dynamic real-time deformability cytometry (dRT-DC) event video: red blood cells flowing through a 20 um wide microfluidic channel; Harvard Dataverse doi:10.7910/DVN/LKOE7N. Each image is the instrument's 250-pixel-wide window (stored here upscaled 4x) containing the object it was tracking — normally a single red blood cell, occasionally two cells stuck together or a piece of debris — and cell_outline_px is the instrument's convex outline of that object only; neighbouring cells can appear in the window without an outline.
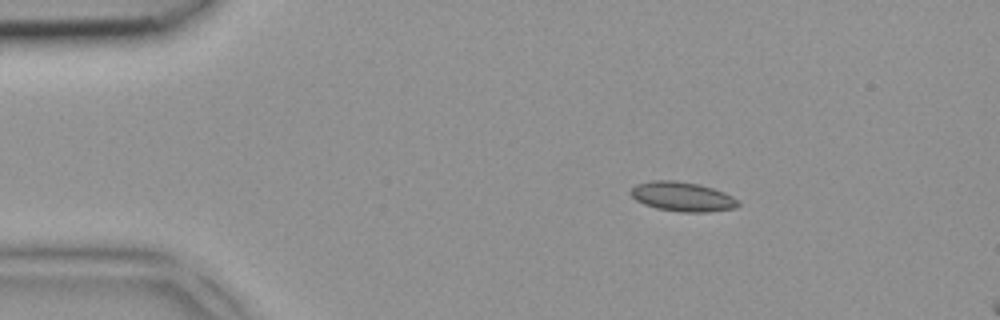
{"species": "common noctule bat (a hibernating species)", "species_latin": "Nyctalus noctula", "temperature_condition": "room temperature", "stored_images_in_passage": 3, "camera_frame_rate_fps": 3000, "um_per_image_px": 0.085, "animal": {"sex": "female", "body_mass_g": 18.4}, "frame": {"image": 1, "passage_image": 1, "time_ms": 0.0, "image_size_px": [1000, 320], "cell_outline_px": [[740, 204], [736, 208], [708, 212], [680, 212], [656, 208], [644, 204], [636, 200], [628, 192], [636, 184], [656, 180], [672, 180], [700, 184], [724, 192], [732, 196]], "centroid_in_image_um": [57.99, 16.72], "position_along_channel_um": 27.0, "area_um2": 18.44}}